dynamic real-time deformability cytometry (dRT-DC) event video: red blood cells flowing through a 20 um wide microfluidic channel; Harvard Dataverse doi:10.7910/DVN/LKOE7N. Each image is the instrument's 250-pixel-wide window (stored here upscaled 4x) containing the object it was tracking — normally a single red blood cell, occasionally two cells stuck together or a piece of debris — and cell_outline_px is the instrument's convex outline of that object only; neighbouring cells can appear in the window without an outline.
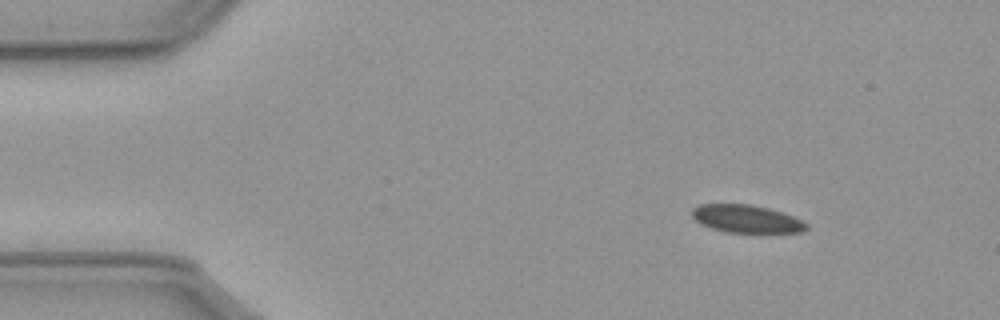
{"species": "common noctule bat (a hibernating species)", "species_latin": "Nyctalus noctula", "temperature_condition": "cold", "stored_images_in_passage": 51, "camera_frame_rate_fps": 3000, "um_per_image_px": 0.085, "animal": {"sex": "male", "body_mass_g": 23.1, "forearm_length_mm": 52.7}, "frame": {"image": 1, "passage_image": 1, "time_ms": 0.0, "image_size_px": [1000, 320], "cell_outline_px": [[808, 228], [804, 232], [724, 232], [712, 228], [696, 220], [692, 216], [692, 208], [700, 204], [748, 204], [768, 208], [792, 216], [808, 224]], "centroid_in_image_um": [63.44, 18.6], "position_along_channel_um": 21.6, "area_um2": 18.26}}
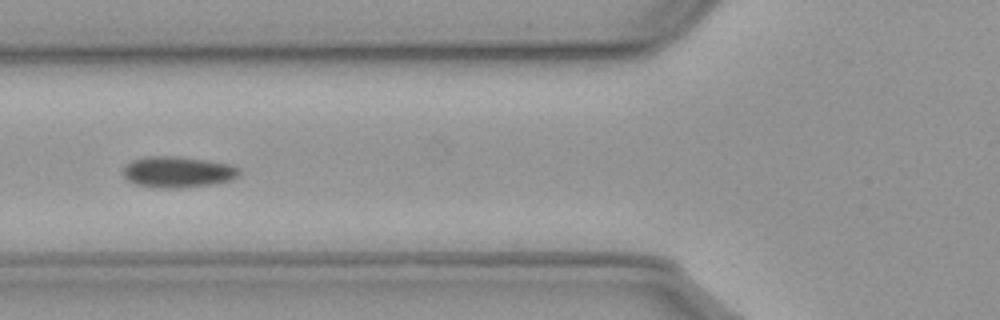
{"frame": {"image": 2, "passage_image": 15, "time_ms": 4.667, "image_size_px": [1000, 320], "cell_outline_px": [[240, 172], [232, 180], [216, 184], [180, 188], [160, 188], [136, 184], [128, 180], [124, 176], [124, 168], [132, 160], [144, 156], [176, 156], [204, 160], [228, 164], [236, 168]], "centroid_in_image_um": [15.09, 14.62], "position_along_channel_um": 110.7, "area_um2": 20.87}}
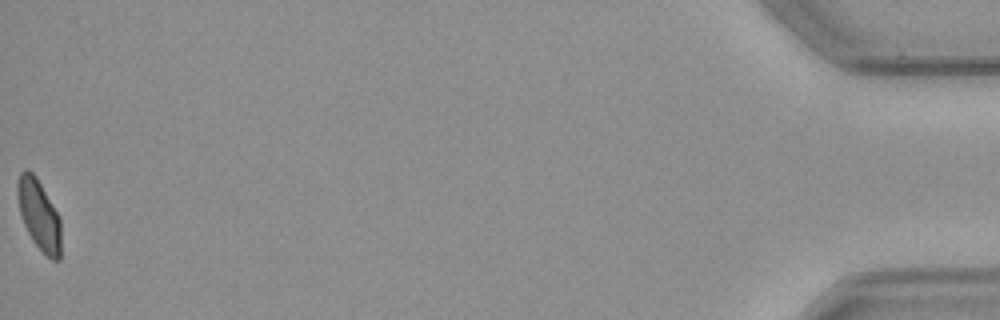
{"frame": {"image": 3, "passage_image": 51, "time_ms": 16.667, "image_size_px": [1000, 320], "cell_outline_px": [[60, 260], [52, 260], [32, 240], [24, 224], [20, 212], [16, 196], [16, 188], [20, 172], [24, 168], [28, 168], [36, 176], [56, 212], [60, 220]], "centroid_in_image_um": [3.28, 18.22], "position_along_channel_um": 431.9, "area_um2": 17.57}, "authors_computed_cell_mechanics": {"area_um2": 19.7098, "velocity_mm_per_s": 3.5808, "shape_relaxation_time_tau1_ms": 7.0661, "shape_relaxation_time_tau2_ms": null, "deformation_change_tau1": 0.0961, "deformation_change_tau2": null}}